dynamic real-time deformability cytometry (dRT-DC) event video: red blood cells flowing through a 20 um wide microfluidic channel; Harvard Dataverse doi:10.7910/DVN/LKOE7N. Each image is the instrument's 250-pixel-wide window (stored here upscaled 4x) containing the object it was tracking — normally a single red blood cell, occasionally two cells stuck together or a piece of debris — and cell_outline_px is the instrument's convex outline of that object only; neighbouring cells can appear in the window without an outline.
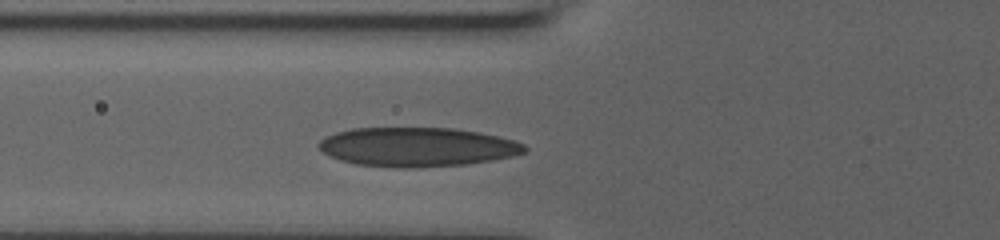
{"species": "human", "species_latin": "Homo sapiens", "temperature_condition": "room temperature", "stored_images_in_passage": 7, "camera_frame_rate_fps": 3000, "um_per_image_px": 0.085, "donor": {"sex": "male"}, "frame": {"image": 1, "passage_image": 4, "time_ms": 1.0, "image_size_px": [1000, 240], "cell_outline_px": [[528, 148], [524, 152], [512, 156], [492, 160], [468, 164], [416, 168], [392, 168], [356, 164], [340, 160], [328, 156], [316, 144], [324, 136], [336, 132], [352, 128], [452, 128], [480, 132], [500, 136], [516, 140], [524, 144]], "centroid_in_image_um": [35.45, 12.5], "position_along_channel_um": 90.3, "area_um2": 47.45}}
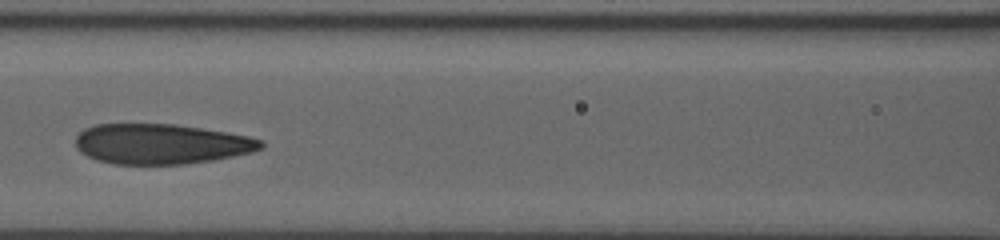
{"frame": {"image": 2, "passage_image": 6, "time_ms": 1.667, "image_size_px": [1000, 240], "cell_outline_px": [[264, 148], [252, 152], [212, 160], [184, 164], [116, 164], [96, 160], [80, 152], [76, 148], [76, 136], [84, 128], [96, 124], [176, 124], [248, 136], [264, 140]], "centroid_in_image_um": [13.69, 12.23], "position_along_channel_um": 152.9, "area_um2": 43.41}}